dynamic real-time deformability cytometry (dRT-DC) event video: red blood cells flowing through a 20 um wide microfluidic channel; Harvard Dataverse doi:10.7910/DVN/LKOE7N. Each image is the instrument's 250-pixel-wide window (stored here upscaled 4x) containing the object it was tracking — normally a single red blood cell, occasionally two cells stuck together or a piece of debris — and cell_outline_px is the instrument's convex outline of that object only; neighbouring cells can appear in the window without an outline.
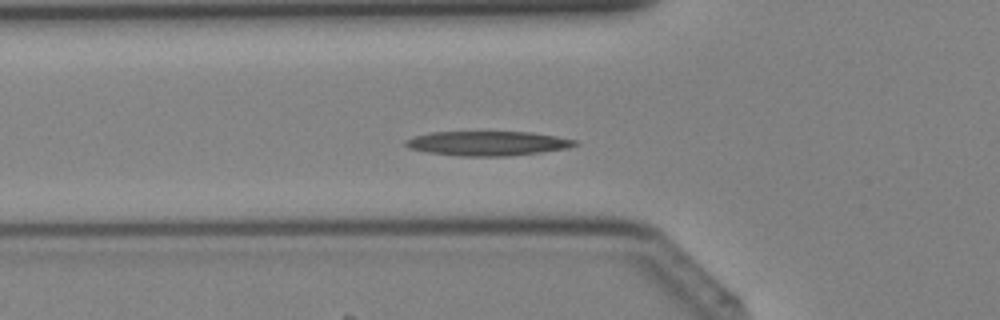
{"species": "Egyptian fruit bat (a non-hibernating species)", "species_latin": "Rousettus aegyptiacus", "temperature_condition": "cold", "stored_images_in_passage": 42, "segment_of_instrument_passage": [1, 2], "camera_frame_rate_fps": 3000, "um_per_image_px": 0.085, "animal": {"sex": "female"}, "frame": {"image": 1, "passage_image": 14, "time_ms": 4.333, "image_size_px": [1000, 320], "cell_outline_px": [[580, 144], [568, 148], [540, 152], [508, 156], [460, 156], [428, 152], [408, 148], [404, 144], [404, 140], [416, 136], [432, 132], [532, 132], [556, 136], [576, 140]], "centroid_in_image_um": [41.46, 12.18], "position_along_channel_um": 84.3, "area_um2": 24.1}}
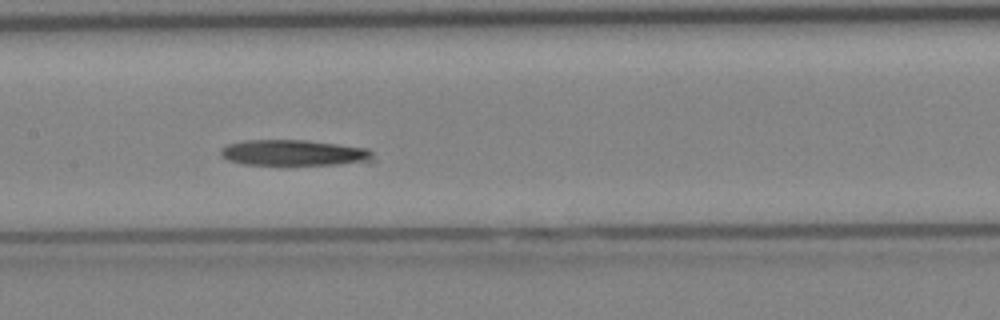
{"frame": {"image": 2, "passage_image": 20, "time_ms": 6.333, "image_size_px": [1000, 320], "cell_outline_px": [[376, 160], [372, 164], [284, 168], [244, 164], [228, 160], [220, 156], [220, 148], [228, 144], [244, 140], [304, 140], [368, 148], [372, 152]], "centroid_in_image_um": [25.11, 13.07], "position_along_channel_um": 182.3, "area_um2": 25.09}}
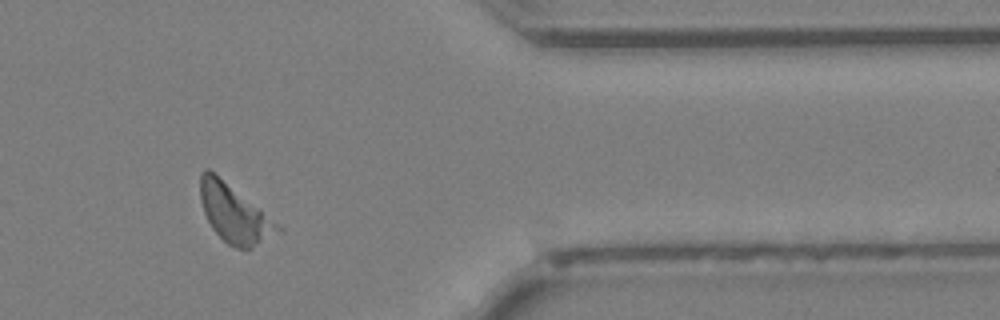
{"frame": {"image": 3, "passage_image": 34, "time_ms": 11.0, "image_size_px": [1000, 320], "cell_outline_px": [[284, 232], [252, 248], [236, 248], [228, 244], [212, 228], [204, 212], [200, 200], [200, 172], [204, 168], [208, 168], [284, 228]], "centroid_in_image_um": [19.94, 18.18], "position_along_channel_um": 391.5, "area_um2": 25.84}}